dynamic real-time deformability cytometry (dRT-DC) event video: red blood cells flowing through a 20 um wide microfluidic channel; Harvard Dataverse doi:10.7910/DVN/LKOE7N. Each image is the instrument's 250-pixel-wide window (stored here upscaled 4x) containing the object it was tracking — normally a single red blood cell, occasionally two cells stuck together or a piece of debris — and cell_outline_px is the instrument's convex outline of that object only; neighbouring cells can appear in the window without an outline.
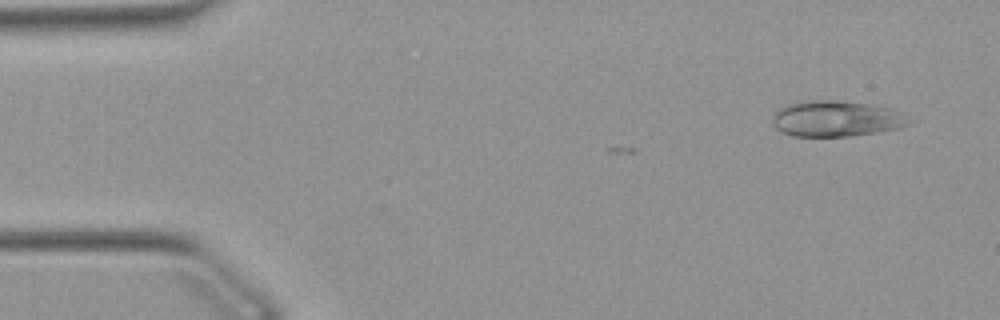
{"species": "Egyptian fruit bat (a non-hibernating species)", "species_latin": "Rousettus aegyptiacus", "temperature_condition": "warm", "stored_images_in_passage": 3, "camera_frame_rate_fps": 3000, "um_per_image_px": 0.085, "animal": {"sex": "female"}, "frame": {"image": 1, "passage_image": 1, "time_ms": 0.0, "image_size_px": [1000, 320], "cell_outline_px": [[916, 120], [912, 124], [900, 128], [852, 136], [792, 136], [780, 132], [772, 124], [772, 116], [780, 108], [788, 104], [804, 100], [836, 100], [892, 108]], "centroid_in_image_um": [71.11, 10.09], "position_along_channel_um": 13.9, "area_um2": 28.84}}